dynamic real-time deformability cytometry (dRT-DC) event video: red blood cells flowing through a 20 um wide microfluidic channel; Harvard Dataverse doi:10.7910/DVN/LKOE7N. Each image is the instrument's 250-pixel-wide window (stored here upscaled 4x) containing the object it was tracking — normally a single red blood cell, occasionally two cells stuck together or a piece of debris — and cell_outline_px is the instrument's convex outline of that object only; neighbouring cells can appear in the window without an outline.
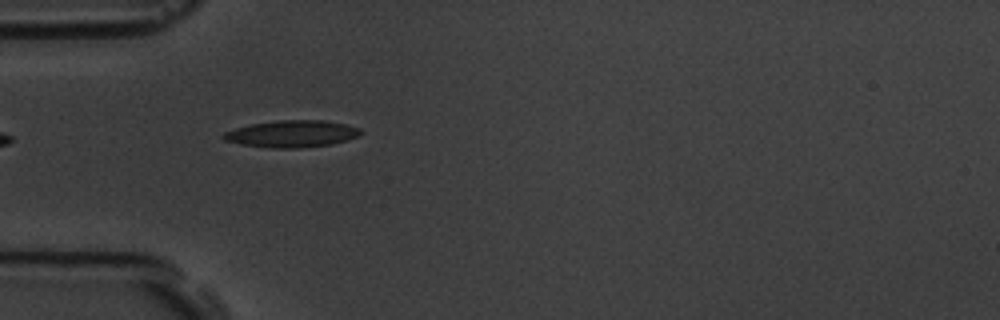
{"species": "common noctule bat (a hibernating species)", "species_latin": "Nyctalus noctula", "temperature_condition": "room temperature", "stored_images_in_passage": 7, "camera_frame_rate_fps": 3000, "um_per_image_px": 0.085, "animal": {"sex": "male", "body_mass_g": 19.5, "forearm_length_mm": 54.6}, "frame": {"image": 1, "passage_image": 6, "time_ms": 5.667, "image_size_px": [1000, 320], "cell_outline_px": [[364, 132], [360, 136], [348, 140], [332, 144], [296, 148], [268, 148], [240, 144], [224, 140], [220, 136], [224, 132], [236, 128], [252, 124], [280, 120], [324, 120], [344, 124], [360, 128]], "centroid_in_image_um": [24.83, 11.38], "position_along_channel_um": 60.2, "area_um2": 21.62}}
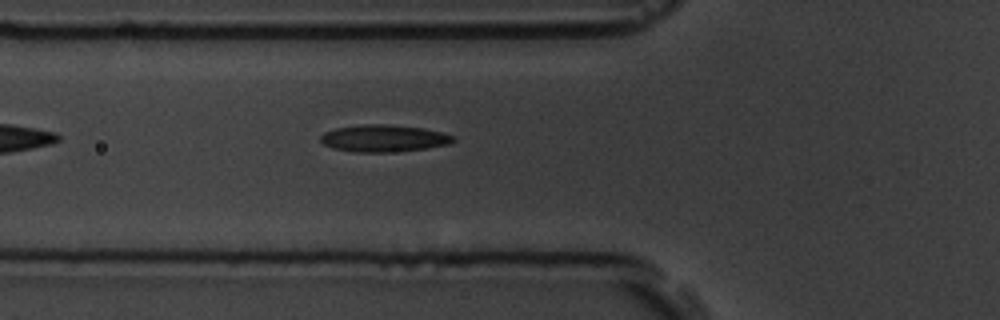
{"frame": {"image": 2, "passage_image": 7, "time_ms": 6.667, "image_size_px": [1000, 320], "cell_outline_px": [[456, 140], [448, 144], [428, 148], [388, 152], [356, 152], [332, 148], [324, 144], [320, 140], [320, 136], [324, 132], [336, 128], [368, 124], [388, 124], [424, 128], [456, 136]], "centroid_in_image_um": [32.63, 11.75], "position_along_channel_um": 93.2, "area_um2": 20.87}}